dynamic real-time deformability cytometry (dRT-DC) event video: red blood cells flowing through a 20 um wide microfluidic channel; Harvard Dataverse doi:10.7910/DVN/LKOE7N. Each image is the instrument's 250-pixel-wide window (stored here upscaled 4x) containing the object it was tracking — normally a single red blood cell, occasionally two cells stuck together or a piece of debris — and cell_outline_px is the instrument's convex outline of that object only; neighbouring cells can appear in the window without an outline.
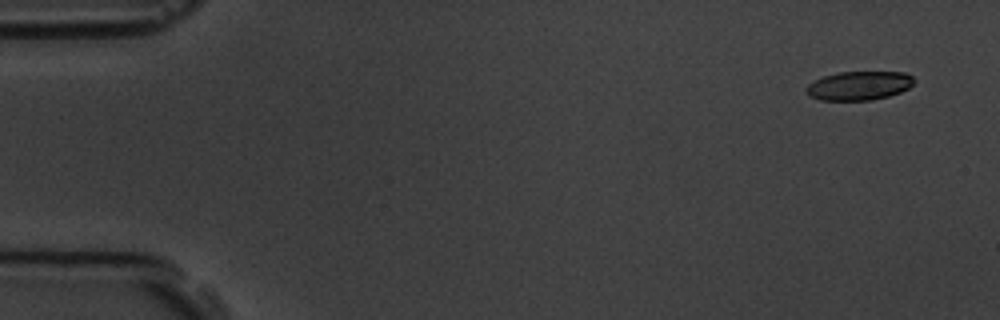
{"species": "common noctule bat (a hibernating species)", "species_latin": "Nyctalus noctula", "temperature_condition": "room temperature", "stored_images_in_passage": 4, "camera_frame_rate_fps": 3000, "um_per_image_px": 0.085, "animal": {"sex": "male", "body_mass_g": 19.5, "forearm_length_mm": 54.6}, "frame": {"image": 1, "passage_image": 1, "time_ms": 0.0, "image_size_px": [1000, 320], "cell_outline_px": [[916, 80], [908, 88], [900, 92], [888, 96], [872, 100], [820, 100], [808, 96], [804, 88], [808, 84], [824, 76], [840, 72], [904, 72], [912, 76]], "centroid_in_image_um": [73.0, 7.28], "position_along_channel_um": 12.0, "area_um2": 18.15}}
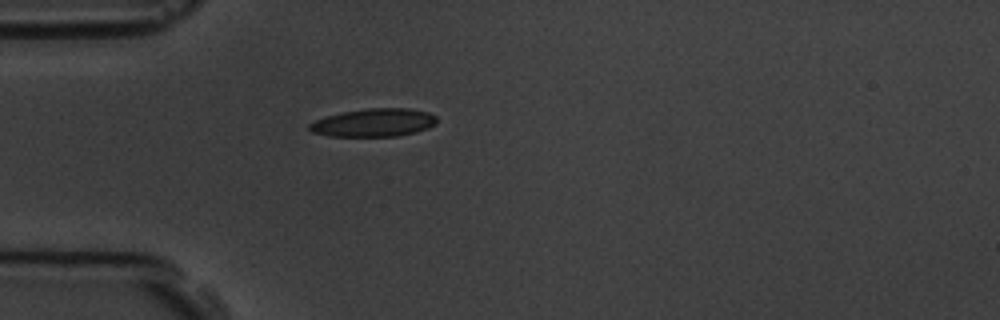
{"frame": {"image": 2, "passage_image": 4, "time_ms": 4.333, "image_size_px": [1000, 320], "cell_outline_px": [[436, 124], [428, 128], [416, 132], [396, 136], [328, 136], [312, 132], [308, 128], [308, 124], [316, 120], [340, 112], [368, 108], [408, 108], [428, 112], [436, 116]], "centroid_in_image_um": [31.77, 10.42], "position_along_channel_um": 53.2, "area_um2": 20.87}}